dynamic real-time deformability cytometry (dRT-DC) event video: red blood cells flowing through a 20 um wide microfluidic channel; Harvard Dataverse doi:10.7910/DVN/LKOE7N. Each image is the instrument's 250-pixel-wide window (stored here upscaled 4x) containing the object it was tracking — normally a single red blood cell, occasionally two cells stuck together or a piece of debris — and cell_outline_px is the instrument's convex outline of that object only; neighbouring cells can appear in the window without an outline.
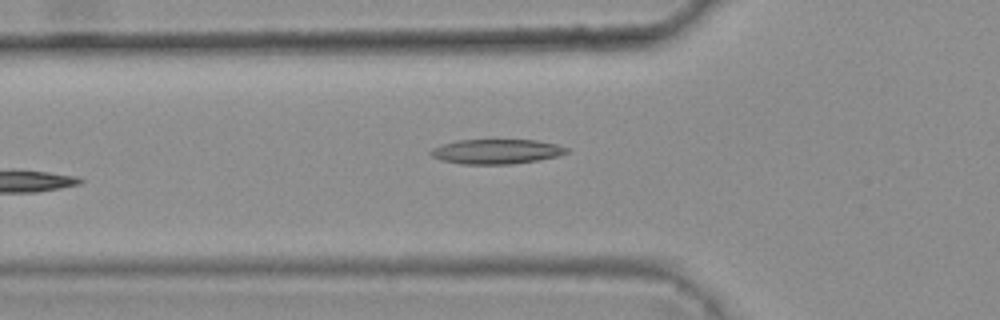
{"species": "common noctule bat (a hibernating species)", "species_latin": "Nyctalus noctula", "temperature_condition": "warm", "stored_images_in_passage": 6, "camera_frame_rate_fps": 3000, "um_per_image_px": 0.085, "animal": {"sex": "female", "body_mass_g": 25.1}, "frame": {"image": 1, "passage_image": 6, "time_ms": 1.667, "image_size_px": [1000, 320], "cell_outline_px": [[568, 152], [556, 156], [536, 160], [512, 164], [460, 164], [440, 160], [432, 156], [428, 152], [432, 148], [456, 140], [536, 140], [556, 144], [568, 148]], "centroid_in_image_um": [42.15, 12.88], "position_along_channel_um": 83.6, "area_um2": 19.48}}